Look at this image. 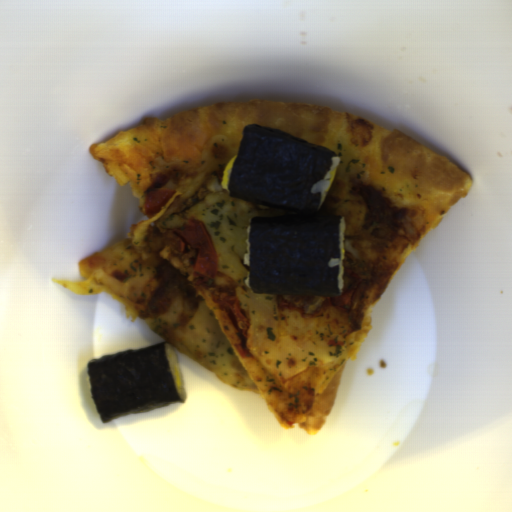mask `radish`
Listing matches in <instances>:
<instances>
[{
	"mask_svg": "<svg viewBox=\"0 0 512 512\" xmlns=\"http://www.w3.org/2000/svg\"><path fill=\"white\" fill-rule=\"evenodd\" d=\"M336 172H337V167L334 168L333 170H331V172H330L329 186H328V189L325 191V193L322 195L321 206H322V204H323V202H324V200H325V198H326V196H327V194H328V192H329V190H330V188H331V186L333 184V181H334L335 176H336Z\"/></svg>",
	"mask_w": 512,
	"mask_h": 512,
	"instance_id": "8e3532e8",
	"label": "radish"
},
{
	"mask_svg": "<svg viewBox=\"0 0 512 512\" xmlns=\"http://www.w3.org/2000/svg\"><path fill=\"white\" fill-rule=\"evenodd\" d=\"M173 372H174V377H175V381H176L178 388H182L181 373H180L179 366H175L173 369Z\"/></svg>",
	"mask_w": 512,
	"mask_h": 512,
	"instance_id": "49b2ee8c",
	"label": "radish"
},
{
	"mask_svg": "<svg viewBox=\"0 0 512 512\" xmlns=\"http://www.w3.org/2000/svg\"><path fill=\"white\" fill-rule=\"evenodd\" d=\"M237 157L234 158L233 160L229 161L224 172H223V176H222V180H221V187H223L224 189H227L228 188V185H229V181H230V175H231V170L234 166V163L236 161Z\"/></svg>",
	"mask_w": 512,
	"mask_h": 512,
	"instance_id": "1f323893",
	"label": "radish"
},
{
	"mask_svg": "<svg viewBox=\"0 0 512 512\" xmlns=\"http://www.w3.org/2000/svg\"><path fill=\"white\" fill-rule=\"evenodd\" d=\"M345 258H346V253H345V249L343 248L341 250V274L342 275L344 273V261H345Z\"/></svg>",
	"mask_w": 512,
	"mask_h": 512,
	"instance_id": "1c65be97",
	"label": "radish"
}]
</instances>
